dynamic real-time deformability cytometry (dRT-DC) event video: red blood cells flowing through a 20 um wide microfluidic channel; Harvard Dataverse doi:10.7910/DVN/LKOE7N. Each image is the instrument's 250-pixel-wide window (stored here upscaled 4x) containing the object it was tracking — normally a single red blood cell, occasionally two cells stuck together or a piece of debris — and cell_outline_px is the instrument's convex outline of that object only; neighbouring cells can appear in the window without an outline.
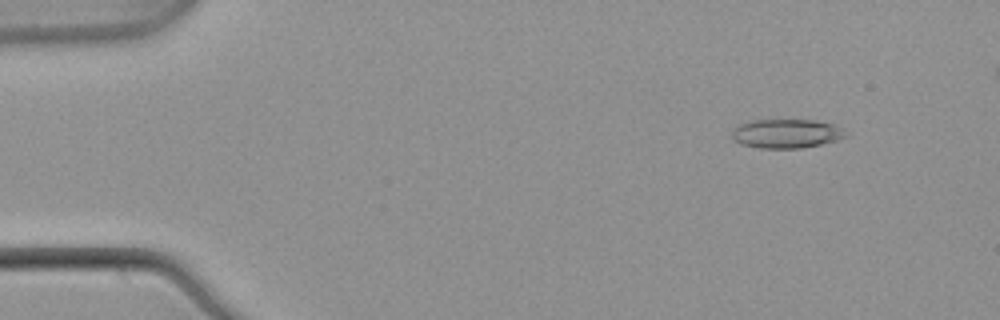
{"species": "common noctule bat (a hibernating species)", "species_latin": "Nyctalus noctula", "temperature_condition": "warm", "stored_images_in_passage": 51, "camera_frame_rate_fps": 3000, "um_per_image_px": 0.085, "animal": {"sex": "male", "body_mass_g": 21.5, "forearm_length_mm": 52.0}, "frame": {"image": 1, "passage_image": 6, "time_ms": 1.667, "image_size_px": [1000, 320], "cell_outline_px": [[848, 132], [844, 136], [836, 140], [820, 144], [800, 148], [760, 148], [740, 144], [732, 136], [732, 128], [740, 124], [752, 120], [812, 120], [832, 124]], "centroid_in_image_um": [66.8, 11.35], "position_along_channel_um": 18.2, "area_um2": 19.02}}
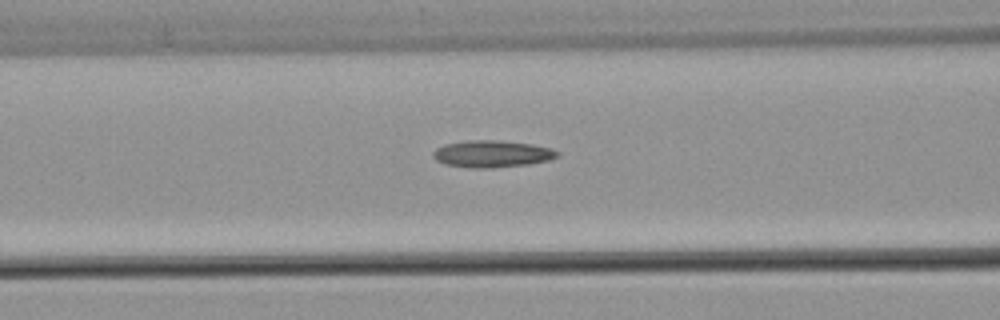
{"frame": {"image": 2, "passage_image": 22, "time_ms": 7.0, "image_size_px": [1000, 320], "cell_outline_px": [[560, 156], [548, 160], [528, 164], [492, 168], [468, 168], [444, 164], [436, 160], [432, 156], [432, 152], [436, 148], [444, 144], [468, 140], [500, 140], [532, 144], [552, 148], [560, 152]], "centroid_in_image_um": [41.82, 13.08], "position_along_channel_um": 124.8, "area_um2": 19.77}}
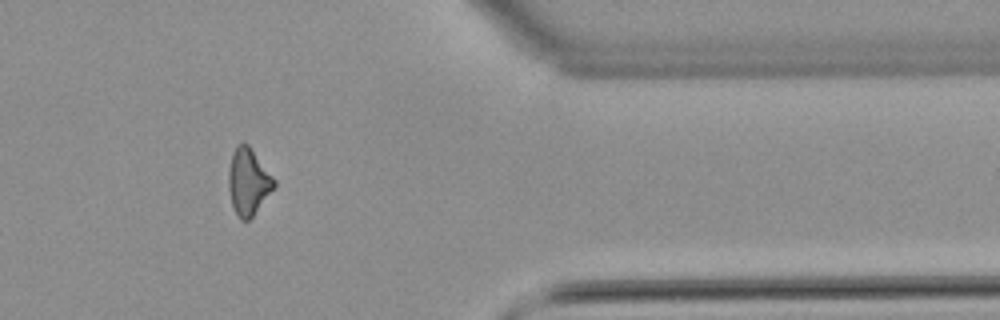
{"frame": {"image": 3, "passage_image": 44, "time_ms": 14.333, "image_size_px": [1000, 320], "cell_outline_px": [[276, 184], [252, 216], [248, 220], [240, 220], [232, 204], [228, 188], [228, 172], [232, 152], [236, 144], [244, 140], [248, 144], [276, 180]], "centroid_in_image_um": [21.08, 15.38], "position_along_channel_um": 390.3, "area_um2": 17.57}}